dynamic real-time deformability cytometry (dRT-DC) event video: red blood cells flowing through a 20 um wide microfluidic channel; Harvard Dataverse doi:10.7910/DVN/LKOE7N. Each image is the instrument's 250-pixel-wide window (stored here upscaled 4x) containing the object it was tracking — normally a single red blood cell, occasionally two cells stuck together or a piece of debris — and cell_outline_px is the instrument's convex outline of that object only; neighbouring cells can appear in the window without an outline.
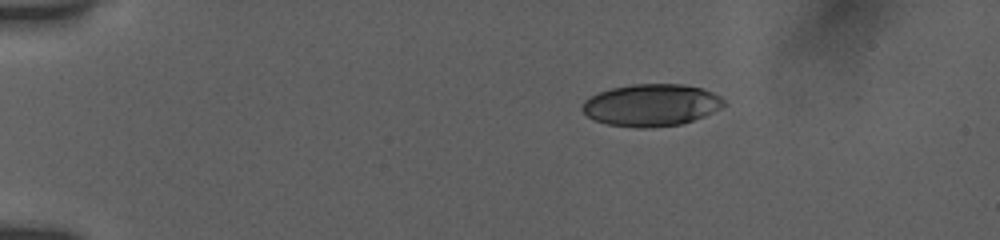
{"species": "human", "species_latin": "Homo sapiens", "temperature_condition": "room temperature", "stored_images_in_passage": 42, "camera_frame_rate_fps": 3000, "um_per_image_px": 0.085, "donor": {"sex": "female"}, "frame": {"image": 1, "passage_image": 1, "time_ms": 0.0, "image_size_px": [1000, 240], "cell_outline_px": [[724, 104], [720, 108], [704, 116], [680, 124], [648, 128], [636, 128], [608, 124], [596, 120], [588, 116], [580, 108], [580, 104], [584, 100], [600, 92], [612, 88], [632, 84], [680, 84], [700, 88], [712, 92], [720, 96], [724, 100]], "centroid_in_image_um": [55.33, 8.93], "position_along_channel_um": 29.7, "area_um2": 34.51}}
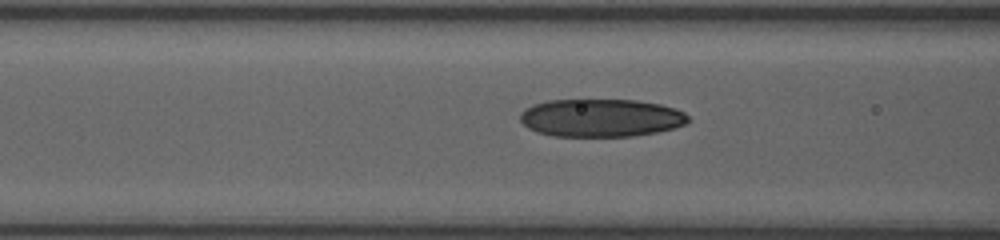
{"frame": {"image": 2, "passage_image": 26, "time_ms": 4.333, "image_size_px": [1000, 240], "cell_outline_px": [[692, 120], [688, 124], [656, 132], [632, 136], [552, 136], [536, 132], [528, 128], [520, 120], [520, 112], [524, 108], [532, 104], [548, 100], [636, 100], [660, 104], [676, 108], [684, 112]], "centroid_in_image_um": [51.08, 10.01], "position_along_channel_um": 115.5, "area_um2": 37.45}}
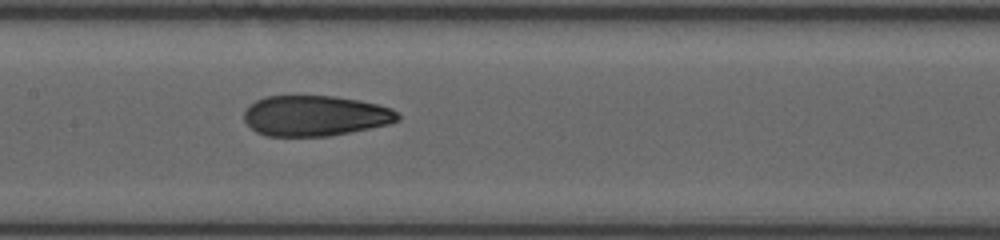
{"frame": {"image": 3, "passage_image": 41, "time_ms": 6.0, "image_size_px": [1000, 240], "cell_outline_px": [[400, 120], [388, 124], [328, 136], [268, 136], [256, 132], [244, 120], [244, 112], [248, 104], [264, 96], [332, 96], [360, 100], [392, 108], [400, 112]], "centroid_in_image_um": [26.78, 9.83], "position_along_channel_um": 180.6, "area_um2": 36.36}}